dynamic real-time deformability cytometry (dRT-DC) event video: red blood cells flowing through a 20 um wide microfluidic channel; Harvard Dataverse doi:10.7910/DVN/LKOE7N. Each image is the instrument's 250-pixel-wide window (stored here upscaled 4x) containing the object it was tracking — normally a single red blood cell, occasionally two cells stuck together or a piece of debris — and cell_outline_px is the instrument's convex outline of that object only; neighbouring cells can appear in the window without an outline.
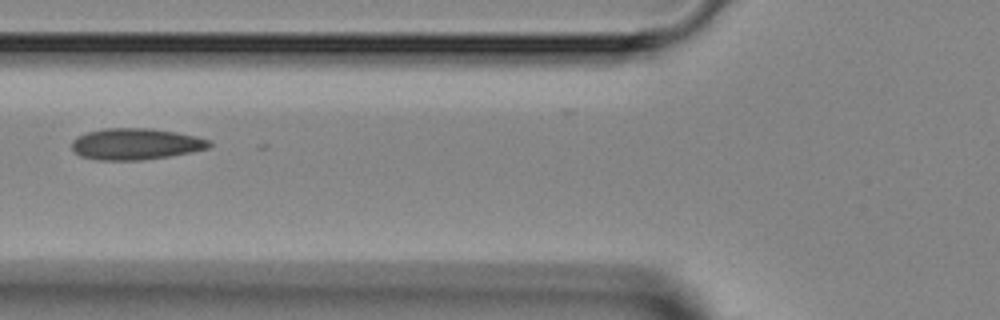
{"species": "Egyptian fruit bat (a non-hibernating species)", "species_latin": "Rousettus aegyptiacus", "temperature_condition": "room temperature", "stored_images_in_passage": 6, "camera_frame_rate_fps": 3000, "um_per_image_px": 0.085, "animal": {"sex": "female"}, "frame": {"image": 1, "passage_image": 4, "time_ms": 3.333, "image_size_px": [1000, 320], "cell_outline_px": [[212, 144], [208, 148], [192, 152], [168, 156], [140, 160], [96, 160], [80, 156], [72, 148], [72, 140], [76, 136], [88, 132], [104, 128], [152, 128], [176, 132], [196, 136], [212, 140]], "centroid_in_image_um": [11.54, 12.23], "position_along_channel_um": 114.3, "area_um2": 25.26}}